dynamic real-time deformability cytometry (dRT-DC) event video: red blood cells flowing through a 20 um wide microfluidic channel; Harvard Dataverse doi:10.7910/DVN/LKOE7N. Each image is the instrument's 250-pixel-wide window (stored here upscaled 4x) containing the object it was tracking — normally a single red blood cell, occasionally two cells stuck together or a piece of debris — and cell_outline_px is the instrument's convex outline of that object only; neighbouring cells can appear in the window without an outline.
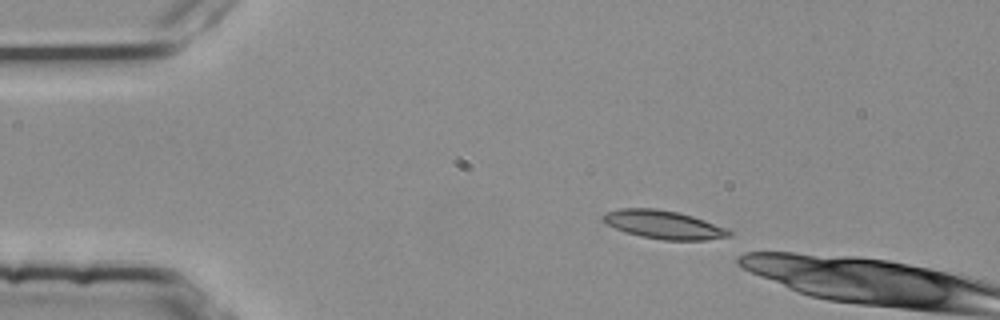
{"species": "common noctule bat (a hibernating species)", "species_latin": "Nyctalus noctula", "temperature_condition": "room temperature", "stored_images_in_passage": 4, "camera_frame_rate_fps": 3000, "um_per_image_px": 0.085, "animal": {"sex": "female", "body_mass_g": 25.1}, "frame": {"image": 1, "passage_image": 3, "time_ms": 0.667, "image_size_px": [1000, 320], "cell_outline_px": [[732, 236], [704, 240], [664, 240], [640, 236], [616, 228], [608, 224], [600, 216], [608, 212], [620, 208], [656, 208], [676, 212], [692, 216], [728, 228], [732, 232]], "centroid_in_image_um": [56.45, 19.09], "position_along_channel_um": 28.5, "area_um2": 20.63}}